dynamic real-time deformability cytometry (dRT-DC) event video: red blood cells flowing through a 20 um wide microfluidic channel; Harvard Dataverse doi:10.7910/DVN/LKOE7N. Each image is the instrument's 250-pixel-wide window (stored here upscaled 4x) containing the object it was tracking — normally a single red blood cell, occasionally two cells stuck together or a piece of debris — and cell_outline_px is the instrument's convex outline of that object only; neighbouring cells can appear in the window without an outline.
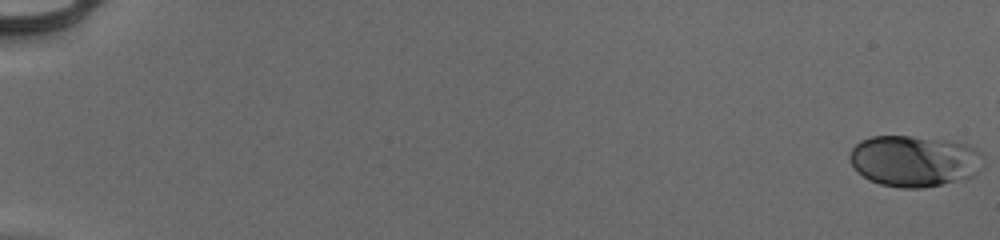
{"species": "human", "species_latin": "Homo sapiens", "temperature_condition": "cold", "stored_images_in_passage": 51, "camera_frame_rate_fps": 3000, "um_per_image_px": 0.085, "donor": {"sex": "male"}, "frame": {"image": 1, "passage_image": 1, "time_ms": 0.0, "image_size_px": [1000, 240], "cell_outline_px": [[976, 172], [972, 176], [924, 188], [900, 188], [880, 184], [868, 180], [852, 164], [848, 156], [852, 148], [860, 140], [872, 136], [912, 136], [948, 140], [968, 144], [976, 152]], "centroid_in_image_um": [77.58, 13.67], "position_along_channel_um": 7.4, "area_um2": 38.96}}
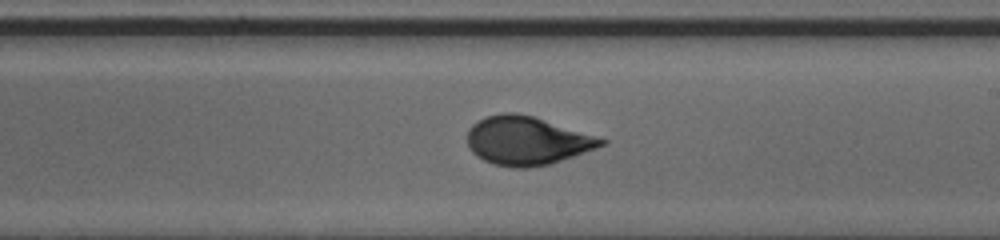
{"frame": {"image": 2, "passage_image": 35, "time_ms": 11.333, "image_size_px": [1000, 240], "cell_outline_px": [[608, 144], [552, 164], [528, 168], [512, 168], [492, 164], [476, 156], [468, 148], [468, 128], [472, 124], [484, 116], [500, 112], [516, 112], [532, 116], [608, 140]], "centroid_in_image_um": [44.76, 11.97], "position_along_channel_um": 244.2, "area_um2": 38.15}}
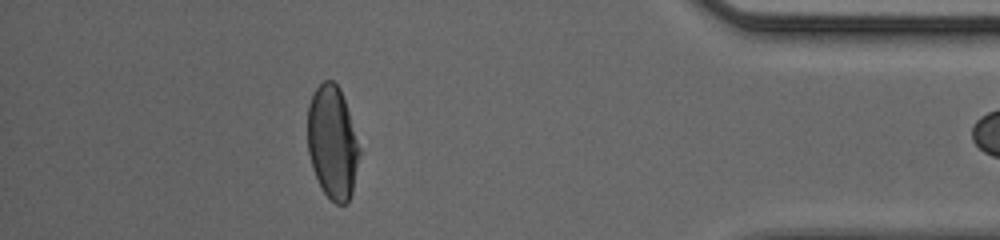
{"frame": {"image": 3, "passage_image": 50, "time_ms": 16.333, "image_size_px": [1000, 240], "cell_outline_px": [[360, 152], [352, 192], [348, 204], [336, 204], [324, 192], [312, 168], [308, 152], [308, 104], [316, 88], [324, 80], [332, 80], [340, 88], [360, 148]], "centroid_in_image_um": [28.25, 12.11], "position_along_channel_um": 406.9, "area_um2": 33.81}}